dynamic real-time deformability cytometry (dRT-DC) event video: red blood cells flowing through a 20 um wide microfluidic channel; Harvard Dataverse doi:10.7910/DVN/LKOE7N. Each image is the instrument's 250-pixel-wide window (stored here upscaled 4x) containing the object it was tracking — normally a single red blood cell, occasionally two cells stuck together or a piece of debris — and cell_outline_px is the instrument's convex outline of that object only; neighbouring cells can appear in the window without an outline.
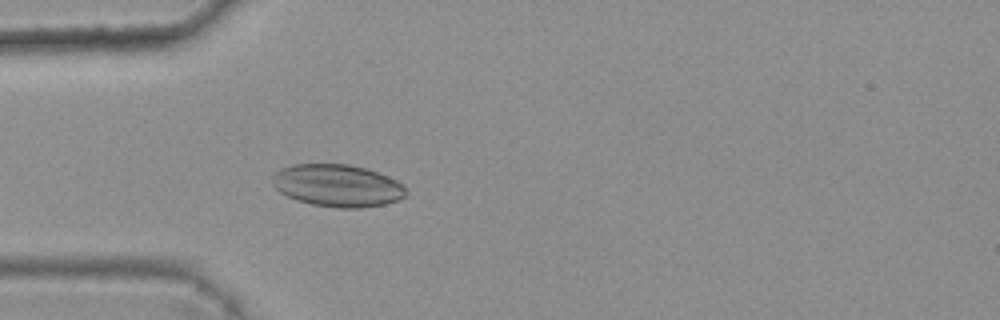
{"species": "common noctule bat (a hibernating species)", "species_latin": "Nyctalus noctula", "temperature_condition": "warm", "stored_images_in_passage": 37, "camera_frame_rate_fps": 3000, "um_per_image_px": 0.085, "animal": {"sex": "female", "body_mass_g": 25.1}, "frame": {"image": 1, "passage_image": 8, "time_ms": 2.333, "image_size_px": [1000, 320], "cell_outline_px": [[408, 192], [404, 196], [396, 200], [384, 204], [360, 208], [336, 208], [312, 204], [296, 200], [280, 192], [272, 184], [272, 176], [280, 168], [292, 164], [348, 164], [364, 168], [388, 176], [404, 184]], "centroid_in_image_um": [28.67, 15.77], "position_along_channel_um": 56.3, "area_um2": 33.0}}
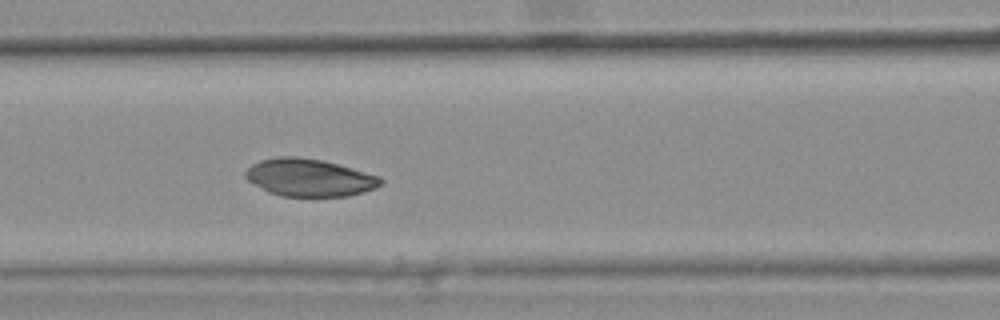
{"frame": {"image": 2, "passage_image": 15, "time_ms": 4.667, "image_size_px": [1000, 320], "cell_outline_px": [[384, 180], [376, 188], [364, 192], [348, 196], [280, 196], [268, 192], [248, 180], [244, 176], [244, 172], [252, 164], [260, 160], [280, 156], [296, 156], [324, 160], [340, 164], [380, 176]], "centroid_in_image_um": [26.31, 15.09], "position_along_channel_um": 140.3, "area_um2": 29.77}}
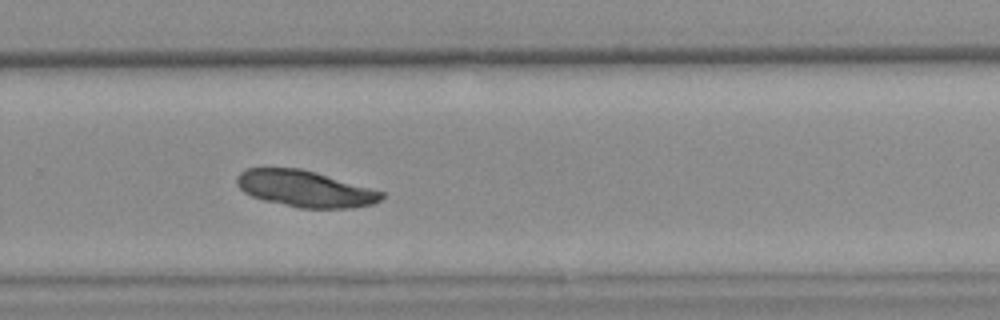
{"frame": {"image": 3, "passage_image": 28, "time_ms": 9.0, "image_size_px": [1000, 320], "cell_outline_px": [[384, 196], [380, 200], [372, 204], [352, 208], [300, 208], [264, 200], [252, 196], [244, 192], [236, 184], [236, 176], [244, 168], [300, 168], [316, 172], [384, 192]], "centroid_in_image_um": [25.9, 16.04], "position_along_channel_um": 303.9, "area_um2": 30.63}}